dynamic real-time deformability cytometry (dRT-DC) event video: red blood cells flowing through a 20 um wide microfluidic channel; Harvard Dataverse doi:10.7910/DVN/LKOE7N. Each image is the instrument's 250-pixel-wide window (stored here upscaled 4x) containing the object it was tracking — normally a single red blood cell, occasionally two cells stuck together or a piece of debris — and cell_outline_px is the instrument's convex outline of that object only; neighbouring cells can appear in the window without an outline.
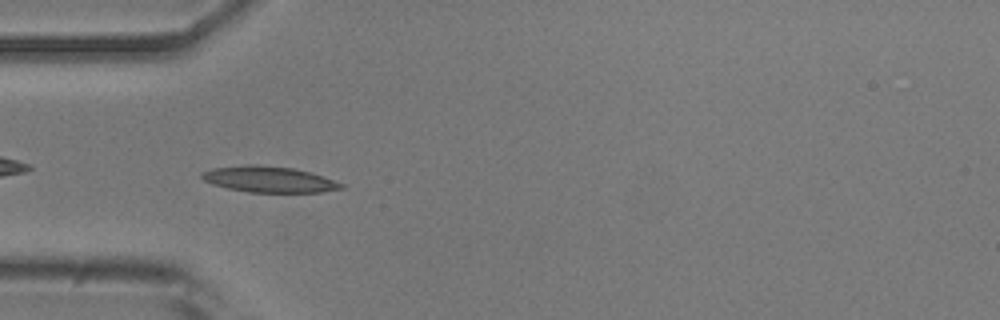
{"species": "common noctule bat (a hibernating species)", "species_latin": "Nyctalus noctula", "temperature_condition": "room temperature", "stored_images_in_passage": 7, "camera_frame_rate_fps": 3000, "um_per_image_px": 0.085, "animal": {"sex": "male", "body_mass_g": 20.5, "forearm_length_mm": 52.5}, "frame": {"image": 1, "passage_image": 5, "time_ms": 1.333, "image_size_px": [1000, 320], "cell_outline_px": [[344, 188], [320, 192], [248, 192], [228, 188], [212, 184], [204, 180], [200, 176], [200, 172], [212, 168], [248, 164], [256, 164], [292, 168], [324, 176], [344, 184]], "centroid_in_image_um": [22.84, 15.24], "position_along_channel_um": 62.2, "area_um2": 21.1}}
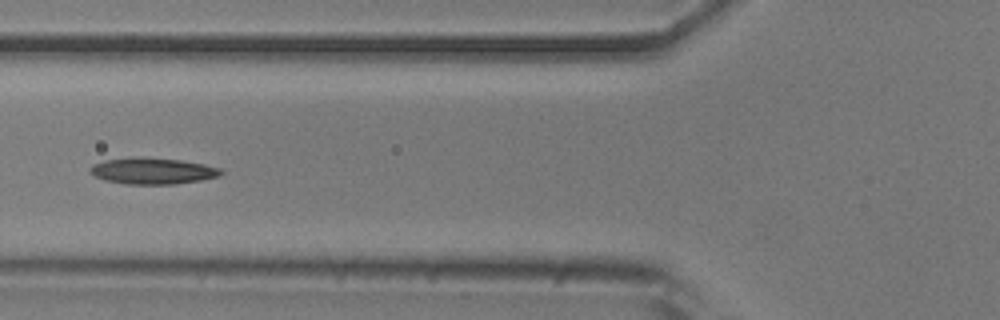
{"frame": {"image": 2, "passage_image": 6, "time_ms": 1.667, "image_size_px": [1000, 320], "cell_outline_px": [[224, 172], [216, 176], [200, 180], [172, 184], [124, 184], [104, 180], [88, 172], [88, 168], [92, 164], [104, 160], [132, 156], [144, 156], [180, 160], [204, 164], [220, 168]], "centroid_in_image_um": [12.89, 14.51], "position_along_channel_um": 112.9, "area_um2": 20.29}}
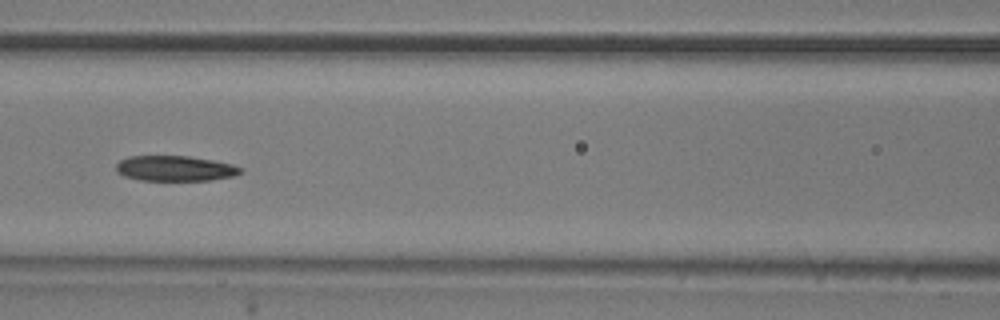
{"frame": {"image": 3, "passage_image": 7, "time_ms": 2.0, "image_size_px": [1000, 320], "cell_outline_px": [[244, 172], [232, 176], [212, 180], [140, 180], [124, 176], [116, 172], [116, 164], [120, 160], [128, 156], [188, 156], [212, 160], [232, 164], [244, 168]], "centroid_in_image_um": [14.89, 14.31], "position_along_channel_um": 151.7, "area_um2": 18.44}}